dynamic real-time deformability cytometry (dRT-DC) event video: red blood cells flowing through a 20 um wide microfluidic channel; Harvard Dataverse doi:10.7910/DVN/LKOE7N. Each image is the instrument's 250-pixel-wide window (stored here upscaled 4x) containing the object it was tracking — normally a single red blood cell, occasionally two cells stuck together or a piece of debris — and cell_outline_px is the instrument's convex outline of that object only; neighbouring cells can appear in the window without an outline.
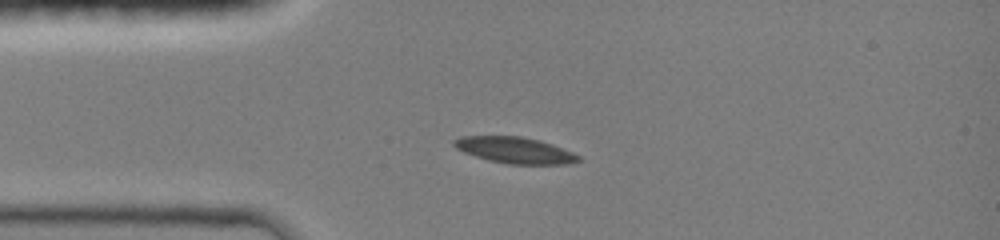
{"species": "common noctule bat (a hibernating species)", "species_latin": "Nyctalus noctula", "temperature_condition": "room temperature", "stored_images_in_passage": 34, "camera_frame_rate_fps": 3000, "um_per_image_px": 0.085, "animal": {"sex": "female", "body_mass_g": 19.0, "forearm_length_mm": 51.5}, "frame": {"image": 1, "passage_image": 1, "time_ms": 0.0, "image_size_px": [1000, 240], "cell_outline_px": [[580, 160], [564, 164], [508, 164], [488, 160], [464, 152], [456, 148], [452, 144], [452, 140], [460, 136], [520, 136], [540, 140], [552, 144], [572, 152], [580, 156]], "centroid_in_image_um": [43.73, 12.76], "position_along_channel_um": 41.3, "area_um2": 18.96}}
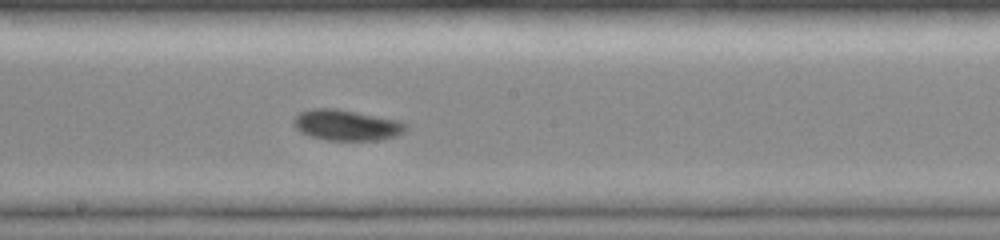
{"frame": {"image": 2, "passage_image": 15, "time_ms": 4.667, "image_size_px": [1000, 240], "cell_outline_px": [[408, 128], [404, 132], [396, 136], [380, 140], [328, 140], [308, 136], [300, 132], [292, 124], [292, 120], [300, 112], [312, 108], [336, 108], [400, 120], [408, 124]], "centroid_in_image_um": [29.46, 10.63], "position_along_channel_um": 218.7, "area_um2": 20.4}}
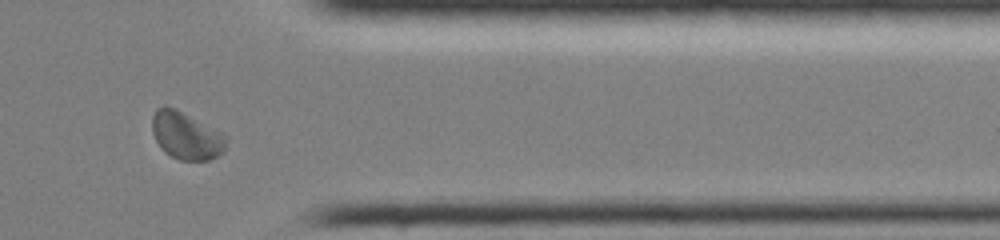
{"frame": {"image": 3, "passage_image": 28, "time_ms": 9.0, "image_size_px": [1000, 240], "cell_outline_px": [[228, 136], [224, 152], [208, 160], [180, 160], [164, 152], [160, 148], [152, 132], [152, 116], [156, 108], [164, 104], [176, 108], [224, 132]], "centroid_in_image_um": [15.84, 11.5], "position_along_channel_um": 395.6, "area_um2": 20.98}, "authors_computed_cell_mechanics": {"area_um2": 19.6231, "velocity_mm_per_s": 4.1483, "shape_relaxation_time_tau1_ms": 3.584, "shape_relaxation_time_tau2_ms": 6.2566, "deformation_change_tau1": 0.0888, "deformation_change_tau2": 0.0661}}